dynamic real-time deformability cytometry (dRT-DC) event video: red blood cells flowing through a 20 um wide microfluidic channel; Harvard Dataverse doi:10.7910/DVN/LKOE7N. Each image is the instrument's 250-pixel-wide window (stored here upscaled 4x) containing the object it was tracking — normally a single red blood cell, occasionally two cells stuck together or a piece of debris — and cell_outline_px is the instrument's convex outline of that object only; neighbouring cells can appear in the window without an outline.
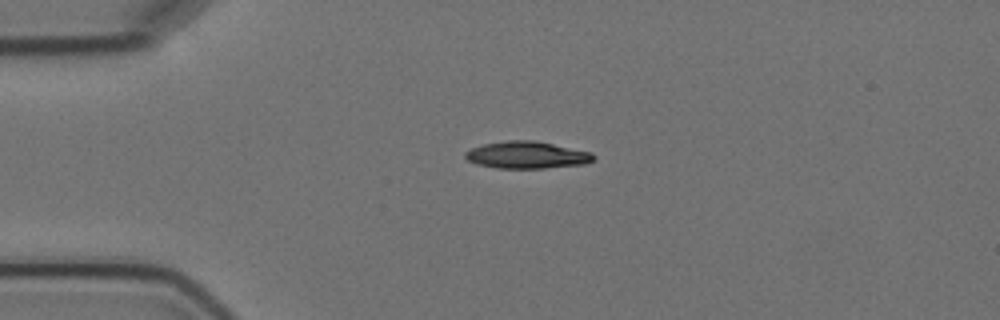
{"species": "Egyptian fruit bat (a non-hibernating species)", "species_latin": "Rousettus aegyptiacus", "temperature_condition": "cold", "stored_images_in_passage": 3, "camera_frame_rate_fps": 3000, "um_per_image_px": 0.085, "animal": {"sex": "female"}, "frame": {"image": 1, "passage_image": 3, "time_ms": 3.333, "image_size_px": [1000, 320], "cell_outline_px": [[596, 160], [584, 164], [544, 168], [496, 168], [476, 164], [468, 160], [464, 156], [464, 152], [472, 148], [484, 144], [504, 140], [536, 140], [592, 152], [596, 156]], "centroid_in_image_um": [44.81, 13.17], "position_along_channel_um": 40.2, "area_um2": 20.46}}